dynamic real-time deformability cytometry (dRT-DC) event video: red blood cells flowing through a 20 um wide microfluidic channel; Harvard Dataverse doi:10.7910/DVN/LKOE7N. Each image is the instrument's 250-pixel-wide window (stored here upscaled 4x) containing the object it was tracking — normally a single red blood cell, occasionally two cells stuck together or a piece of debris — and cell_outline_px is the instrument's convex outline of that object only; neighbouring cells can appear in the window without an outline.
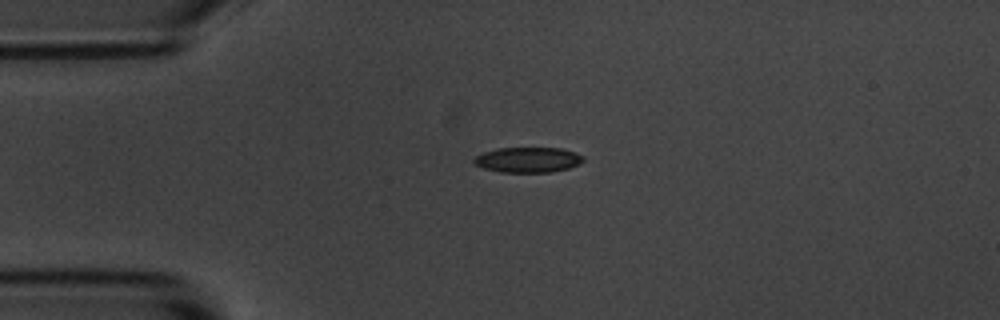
{"species": "common noctule bat (a hibernating species)", "species_latin": "Nyctalus noctula", "temperature_condition": "room temperature", "stored_images_in_passage": 5, "camera_frame_rate_fps": 3000, "um_per_image_px": 0.085, "animal": {"sex": "male", "body_mass_g": 20.1, "forearm_length_mm": 53.5}, "frame": {"image": 1, "passage_image": 5, "time_ms": 4.667, "image_size_px": [1000, 320], "cell_outline_px": [[584, 160], [580, 164], [568, 168], [552, 172], [500, 172], [484, 168], [476, 164], [472, 160], [476, 156], [484, 152], [496, 148], [560, 148], [584, 156]], "centroid_in_image_um": [44.88, 13.58], "position_along_channel_um": 40.1, "area_um2": 16.01}}